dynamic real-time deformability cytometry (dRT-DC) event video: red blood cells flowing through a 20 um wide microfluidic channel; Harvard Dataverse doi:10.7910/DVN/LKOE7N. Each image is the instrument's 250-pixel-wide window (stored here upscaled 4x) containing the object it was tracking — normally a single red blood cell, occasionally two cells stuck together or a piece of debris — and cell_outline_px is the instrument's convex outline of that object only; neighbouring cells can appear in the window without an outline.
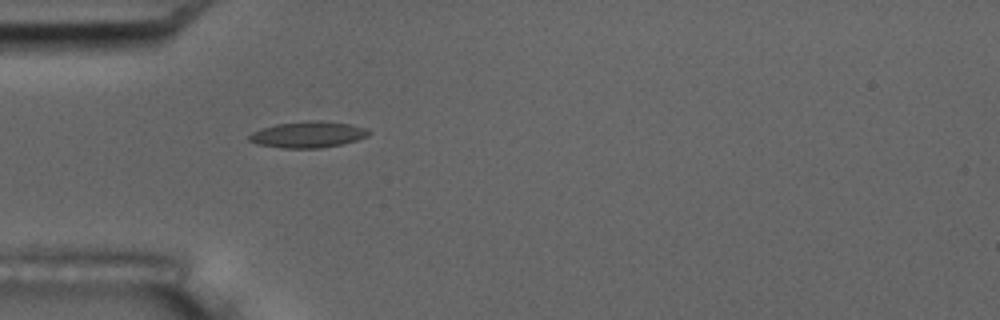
{"species": "common noctule bat (a hibernating species)", "species_latin": "Nyctalus noctula", "temperature_condition": "room temperature", "stored_images_in_passage": 4, "camera_frame_rate_fps": 3000, "um_per_image_px": 0.085, "animal": {"sex": "male", "body_mass_g": 17.5, "forearm_length_mm": 52.3}, "frame": {"image": 1, "passage_image": 4, "time_ms": 1.0, "image_size_px": [1000, 320], "cell_outline_px": [[372, 132], [368, 136], [344, 144], [320, 148], [280, 148], [256, 144], [248, 140], [248, 136], [252, 132], [260, 128], [276, 124], [308, 120], [320, 120], [348, 124], [368, 128]], "centroid_in_image_um": [26.17, 11.43], "position_along_channel_um": 58.8, "area_um2": 18.55}}